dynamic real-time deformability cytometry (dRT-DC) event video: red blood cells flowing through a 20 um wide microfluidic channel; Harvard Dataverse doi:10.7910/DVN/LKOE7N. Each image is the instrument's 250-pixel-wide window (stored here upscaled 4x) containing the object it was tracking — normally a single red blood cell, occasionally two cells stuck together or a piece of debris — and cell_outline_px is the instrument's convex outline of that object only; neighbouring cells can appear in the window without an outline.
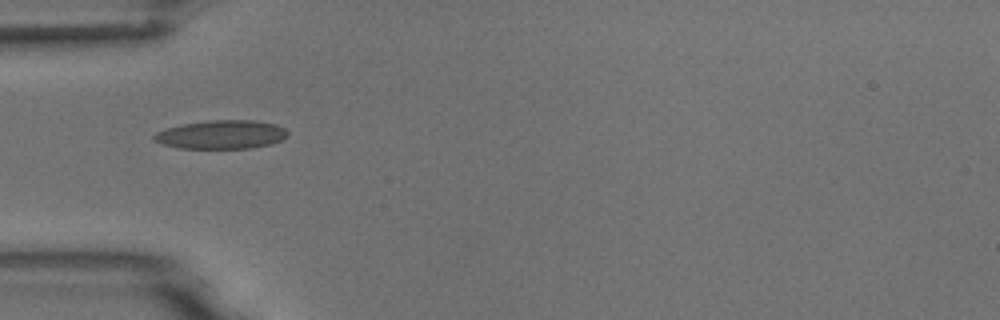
{"species": "common noctule bat (a hibernating species)", "species_latin": "Nyctalus noctula", "temperature_condition": "room temperature", "stored_images_in_passage": 4, "camera_frame_rate_fps": 3000, "um_per_image_px": 0.085, "animal": {"sex": "male", "body_mass_g": 18.8}, "frame": {"image": 1, "passage_image": 1, "time_ms": 0.0, "image_size_px": [1000, 320], "cell_outline_px": [[288, 136], [280, 140], [268, 144], [252, 148], [176, 148], [160, 144], [152, 140], [152, 136], [156, 132], [180, 124], [208, 120], [252, 120], [276, 124], [284, 128], [288, 132]], "centroid_in_image_um": [18.76, 11.43], "position_along_channel_um": 66.2, "area_um2": 22.43}}